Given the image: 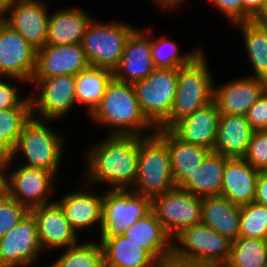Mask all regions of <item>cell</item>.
Returning a JSON list of instances; mask_svg holds the SVG:
<instances>
[{
    "label": "cell",
    "mask_w": 267,
    "mask_h": 267,
    "mask_svg": "<svg viewBox=\"0 0 267 267\" xmlns=\"http://www.w3.org/2000/svg\"><path fill=\"white\" fill-rule=\"evenodd\" d=\"M14 0H0V16L7 17Z\"/></svg>",
    "instance_id": "7dc6e473"
},
{
    "label": "cell",
    "mask_w": 267,
    "mask_h": 267,
    "mask_svg": "<svg viewBox=\"0 0 267 267\" xmlns=\"http://www.w3.org/2000/svg\"><path fill=\"white\" fill-rule=\"evenodd\" d=\"M160 0H153V3L157 4Z\"/></svg>",
    "instance_id": "816d5d0a"
},
{
    "label": "cell",
    "mask_w": 267,
    "mask_h": 267,
    "mask_svg": "<svg viewBox=\"0 0 267 267\" xmlns=\"http://www.w3.org/2000/svg\"><path fill=\"white\" fill-rule=\"evenodd\" d=\"M6 24V18L0 16V30L3 28V26Z\"/></svg>",
    "instance_id": "681fc988"
},
{
    "label": "cell",
    "mask_w": 267,
    "mask_h": 267,
    "mask_svg": "<svg viewBox=\"0 0 267 267\" xmlns=\"http://www.w3.org/2000/svg\"><path fill=\"white\" fill-rule=\"evenodd\" d=\"M151 210L173 239L183 229L201 223L202 198L174 187L153 198Z\"/></svg>",
    "instance_id": "7c38bea8"
},
{
    "label": "cell",
    "mask_w": 267,
    "mask_h": 267,
    "mask_svg": "<svg viewBox=\"0 0 267 267\" xmlns=\"http://www.w3.org/2000/svg\"><path fill=\"white\" fill-rule=\"evenodd\" d=\"M90 66L81 44H46L36 52L33 78L77 75Z\"/></svg>",
    "instance_id": "2e32d148"
},
{
    "label": "cell",
    "mask_w": 267,
    "mask_h": 267,
    "mask_svg": "<svg viewBox=\"0 0 267 267\" xmlns=\"http://www.w3.org/2000/svg\"><path fill=\"white\" fill-rule=\"evenodd\" d=\"M203 49L187 65L178 68L177 88L169 116L157 129H169L175 122L213 101V76Z\"/></svg>",
    "instance_id": "277c9868"
},
{
    "label": "cell",
    "mask_w": 267,
    "mask_h": 267,
    "mask_svg": "<svg viewBox=\"0 0 267 267\" xmlns=\"http://www.w3.org/2000/svg\"><path fill=\"white\" fill-rule=\"evenodd\" d=\"M155 133L167 144L175 187H181L211 151L180 140L169 129Z\"/></svg>",
    "instance_id": "cb8c5ba5"
},
{
    "label": "cell",
    "mask_w": 267,
    "mask_h": 267,
    "mask_svg": "<svg viewBox=\"0 0 267 267\" xmlns=\"http://www.w3.org/2000/svg\"><path fill=\"white\" fill-rule=\"evenodd\" d=\"M8 82L0 77V110L13 107H31L29 95L26 98L21 97L15 82L14 84L13 82H11L12 84H10V81Z\"/></svg>",
    "instance_id": "f35d334b"
},
{
    "label": "cell",
    "mask_w": 267,
    "mask_h": 267,
    "mask_svg": "<svg viewBox=\"0 0 267 267\" xmlns=\"http://www.w3.org/2000/svg\"><path fill=\"white\" fill-rule=\"evenodd\" d=\"M149 31L136 28L129 36L119 65L113 71L114 79L133 84L154 71L150 38L154 36L150 28Z\"/></svg>",
    "instance_id": "e0dca14e"
},
{
    "label": "cell",
    "mask_w": 267,
    "mask_h": 267,
    "mask_svg": "<svg viewBox=\"0 0 267 267\" xmlns=\"http://www.w3.org/2000/svg\"><path fill=\"white\" fill-rule=\"evenodd\" d=\"M104 138L87 151L85 183H104L108 190L131 189L138 174L139 136Z\"/></svg>",
    "instance_id": "6da1fadb"
},
{
    "label": "cell",
    "mask_w": 267,
    "mask_h": 267,
    "mask_svg": "<svg viewBox=\"0 0 267 267\" xmlns=\"http://www.w3.org/2000/svg\"><path fill=\"white\" fill-rule=\"evenodd\" d=\"M220 112L212 101L193 114L175 122L169 130L180 140L212 151L218 129Z\"/></svg>",
    "instance_id": "44dd1931"
},
{
    "label": "cell",
    "mask_w": 267,
    "mask_h": 267,
    "mask_svg": "<svg viewBox=\"0 0 267 267\" xmlns=\"http://www.w3.org/2000/svg\"><path fill=\"white\" fill-rule=\"evenodd\" d=\"M267 89V81L245 76L223 85L214 84L213 101L221 115H244Z\"/></svg>",
    "instance_id": "ac0fdd59"
},
{
    "label": "cell",
    "mask_w": 267,
    "mask_h": 267,
    "mask_svg": "<svg viewBox=\"0 0 267 267\" xmlns=\"http://www.w3.org/2000/svg\"><path fill=\"white\" fill-rule=\"evenodd\" d=\"M259 27H262L267 33V26H259Z\"/></svg>",
    "instance_id": "f907efd6"
},
{
    "label": "cell",
    "mask_w": 267,
    "mask_h": 267,
    "mask_svg": "<svg viewBox=\"0 0 267 267\" xmlns=\"http://www.w3.org/2000/svg\"><path fill=\"white\" fill-rule=\"evenodd\" d=\"M49 267H105L104 253L99 242L77 243L64 252Z\"/></svg>",
    "instance_id": "836d02e7"
},
{
    "label": "cell",
    "mask_w": 267,
    "mask_h": 267,
    "mask_svg": "<svg viewBox=\"0 0 267 267\" xmlns=\"http://www.w3.org/2000/svg\"><path fill=\"white\" fill-rule=\"evenodd\" d=\"M113 78L112 70L91 65L79 72L76 75L77 104L86 106L90 115L101 102Z\"/></svg>",
    "instance_id": "f546056e"
},
{
    "label": "cell",
    "mask_w": 267,
    "mask_h": 267,
    "mask_svg": "<svg viewBox=\"0 0 267 267\" xmlns=\"http://www.w3.org/2000/svg\"><path fill=\"white\" fill-rule=\"evenodd\" d=\"M42 0H14L6 23L36 50L46 45L49 8Z\"/></svg>",
    "instance_id": "9a60e30c"
},
{
    "label": "cell",
    "mask_w": 267,
    "mask_h": 267,
    "mask_svg": "<svg viewBox=\"0 0 267 267\" xmlns=\"http://www.w3.org/2000/svg\"><path fill=\"white\" fill-rule=\"evenodd\" d=\"M227 158L218 152H210L181 188L201 198L220 195Z\"/></svg>",
    "instance_id": "f1b7e54d"
},
{
    "label": "cell",
    "mask_w": 267,
    "mask_h": 267,
    "mask_svg": "<svg viewBox=\"0 0 267 267\" xmlns=\"http://www.w3.org/2000/svg\"><path fill=\"white\" fill-rule=\"evenodd\" d=\"M240 27L244 37V43L248 59L253 68V78H260L267 81V33L266 31L252 21L240 22L234 24Z\"/></svg>",
    "instance_id": "4dcf8cb0"
},
{
    "label": "cell",
    "mask_w": 267,
    "mask_h": 267,
    "mask_svg": "<svg viewBox=\"0 0 267 267\" xmlns=\"http://www.w3.org/2000/svg\"><path fill=\"white\" fill-rule=\"evenodd\" d=\"M244 160L258 171L267 170V130H254Z\"/></svg>",
    "instance_id": "74e56055"
},
{
    "label": "cell",
    "mask_w": 267,
    "mask_h": 267,
    "mask_svg": "<svg viewBox=\"0 0 267 267\" xmlns=\"http://www.w3.org/2000/svg\"><path fill=\"white\" fill-rule=\"evenodd\" d=\"M123 235L144 247L161 265L171 263L172 238L152 210L127 228Z\"/></svg>",
    "instance_id": "7402d4cb"
},
{
    "label": "cell",
    "mask_w": 267,
    "mask_h": 267,
    "mask_svg": "<svg viewBox=\"0 0 267 267\" xmlns=\"http://www.w3.org/2000/svg\"><path fill=\"white\" fill-rule=\"evenodd\" d=\"M47 120L32 117L25 125L17 144L8 157L14 158L24 154L25 166L42 168L52 172L57 177L63 157L64 135L52 129ZM20 153V154H19Z\"/></svg>",
    "instance_id": "5b68a950"
},
{
    "label": "cell",
    "mask_w": 267,
    "mask_h": 267,
    "mask_svg": "<svg viewBox=\"0 0 267 267\" xmlns=\"http://www.w3.org/2000/svg\"><path fill=\"white\" fill-rule=\"evenodd\" d=\"M89 116L98 126L110 127L108 135L145 137L157 130L143 114L133 85L114 78L108 84L101 102Z\"/></svg>",
    "instance_id": "7a4b0ae2"
},
{
    "label": "cell",
    "mask_w": 267,
    "mask_h": 267,
    "mask_svg": "<svg viewBox=\"0 0 267 267\" xmlns=\"http://www.w3.org/2000/svg\"><path fill=\"white\" fill-rule=\"evenodd\" d=\"M37 222L29 211L20 222L0 238V267H27L40 257Z\"/></svg>",
    "instance_id": "4fadbf2b"
},
{
    "label": "cell",
    "mask_w": 267,
    "mask_h": 267,
    "mask_svg": "<svg viewBox=\"0 0 267 267\" xmlns=\"http://www.w3.org/2000/svg\"><path fill=\"white\" fill-rule=\"evenodd\" d=\"M251 21L257 26H267V0L264 1L261 10Z\"/></svg>",
    "instance_id": "ee69618b"
},
{
    "label": "cell",
    "mask_w": 267,
    "mask_h": 267,
    "mask_svg": "<svg viewBox=\"0 0 267 267\" xmlns=\"http://www.w3.org/2000/svg\"><path fill=\"white\" fill-rule=\"evenodd\" d=\"M243 22L251 21L261 10L265 0H242Z\"/></svg>",
    "instance_id": "7bdbcfd3"
},
{
    "label": "cell",
    "mask_w": 267,
    "mask_h": 267,
    "mask_svg": "<svg viewBox=\"0 0 267 267\" xmlns=\"http://www.w3.org/2000/svg\"><path fill=\"white\" fill-rule=\"evenodd\" d=\"M36 52L6 23L0 30V77L31 83L36 67Z\"/></svg>",
    "instance_id": "5bb4252c"
},
{
    "label": "cell",
    "mask_w": 267,
    "mask_h": 267,
    "mask_svg": "<svg viewBox=\"0 0 267 267\" xmlns=\"http://www.w3.org/2000/svg\"><path fill=\"white\" fill-rule=\"evenodd\" d=\"M259 171L244 158H227L220 195L231 203L244 205L255 201Z\"/></svg>",
    "instance_id": "603a6c76"
},
{
    "label": "cell",
    "mask_w": 267,
    "mask_h": 267,
    "mask_svg": "<svg viewBox=\"0 0 267 267\" xmlns=\"http://www.w3.org/2000/svg\"><path fill=\"white\" fill-rule=\"evenodd\" d=\"M89 187L84 183L82 190L67 193L55 200L77 234L85 228H93L95 224H99L101 231L103 191L95 194L92 188L87 189Z\"/></svg>",
    "instance_id": "ffe728a7"
},
{
    "label": "cell",
    "mask_w": 267,
    "mask_h": 267,
    "mask_svg": "<svg viewBox=\"0 0 267 267\" xmlns=\"http://www.w3.org/2000/svg\"><path fill=\"white\" fill-rule=\"evenodd\" d=\"M224 267H267V239L239 236Z\"/></svg>",
    "instance_id": "1f68e13d"
},
{
    "label": "cell",
    "mask_w": 267,
    "mask_h": 267,
    "mask_svg": "<svg viewBox=\"0 0 267 267\" xmlns=\"http://www.w3.org/2000/svg\"><path fill=\"white\" fill-rule=\"evenodd\" d=\"M253 131L244 115H220L211 152H218L228 158H243L247 153Z\"/></svg>",
    "instance_id": "d4e9b609"
},
{
    "label": "cell",
    "mask_w": 267,
    "mask_h": 267,
    "mask_svg": "<svg viewBox=\"0 0 267 267\" xmlns=\"http://www.w3.org/2000/svg\"><path fill=\"white\" fill-rule=\"evenodd\" d=\"M37 222L38 239L42 250L65 249L79 243L78 234L54 201L30 210Z\"/></svg>",
    "instance_id": "d6986e66"
},
{
    "label": "cell",
    "mask_w": 267,
    "mask_h": 267,
    "mask_svg": "<svg viewBox=\"0 0 267 267\" xmlns=\"http://www.w3.org/2000/svg\"><path fill=\"white\" fill-rule=\"evenodd\" d=\"M29 212L5 191L0 193V238L9 232Z\"/></svg>",
    "instance_id": "8d00e7d4"
},
{
    "label": "cell",
    "mask_w": 267,
    "mask_h": 267,
    "mask_svg": "<svg viewBox=\"0 0 267 267\" xmlns=\"http://www.w3.org/2000/svg\"><path fill=\"white\" fill-rule=\"evenodd\" d=\"M246 117L253 130H267V89L249 109Z\"/></svg>",
    "instance_id": "ab89813d"
},
{
    "label": "cell",
    "mask_w": 267,
    "mask_h": 267,
    "mask_svg": "<svg viewBox=\"0 0 267 267\" xmlns=\"http://www.w3.org/2000/svg\"><path fill=\"white\" fill-rule=\"evenodd\" d=\"M232 24L243 22L242 0H209Z\"/></svg>",
    "instance_id": "60d3db41"
},
{
    "label": "cell",
    "mask_w": 267,
    "mask_h": 267,
    "mask_svg": "<svg viewBox=\"0 0 267 267\" xmlns=\"http://www.w3.org/2000/svg\"><path fill=\"white\" fill-rule=\"evenodd\" d=\"M91 20L89 13L81 8L68 7L49 13L46 44H81Z\"/></svg>",
    "instance_id": "484cf974"
},
{
    "label": "cell",
    "mask_w": 267,
    "mask_h": 267,
    "mask_svg": "<svg viewBox=\"0 0 267 267\" xmlns=\"http://www.w3.org/2000/svg\"><path fill=\"white\" fill-rule=\"evenodd\" d=\"M177 80L178 68H155L145 79L132 84L143 114L156 128L169 116Z\"/></svg>",
    "instance_id": "9c48e42d"
},
{
    "label": "cell",
    "mask_w": 267,
    "mask_h": 267,
    "mask_svg": "<svg viewBox=\"0 0 267 267\" xmlns=\"http://www.w3.org/2000/svg\"><path fill=\"white\" fill-rule=\"evenodd\" d=\"M7 156L0 153V193L5 191V165Z\"/></svg>",
    "instance_id": "bcb514c9"
},
{
    "label": "cell",
    "mask_w": 267,
    "mask_h": 267,
    "mask_svg": "<svg viewBox=\"0 0 267 267\" xmlns=\"http://www.w3.org/2000/svg\"><path fill=\"white\" fill-rule=\"evenodd\" d=\"M105 267H159L161 264L142 246L124 235L100 239Z\"/></svg>",
    "instance_id": "83f0119b"
},
{
    "label": "cell",
    "mask_w": 267,
    "mask_h": 267,
    "mask_svg": "<svg viewBox=\"0 0 267 267\" xmlns=\"http://www.w3.org/2000/svg\"><path fill=\"white\" fill-rule=\"evenodd\" d=\"M159 267H187V266H181V265H177L174 263H168V264L160 265Z\"/></svg>",
    "instance_id": "c3c4849f"
},
{
    "label": "cell",
    "mask_w": 267,
    "mask_h": 267,
    "mask_svg": "<svg viewBox=\"0 0 267 267\" xmlns=\"http://www.w3.org/2000/svg\"><path fill=\"white\" fill-rule=\"evenodd\" d=\"M151 211V199L130 189L103 192L100 239H110L123 232Z\"/></svg>",
    "instance_id": "ba28073f"
},
{
    "label": "cell",
    "mask_w": 267,
    "mask_h": 267,
    "mask_svg": "<svg viewBox=\"0 0 267 267\" xmlns=\"http://www.w3.org/2000/svg\"><path fill=\"white\" fill-rule=\"evenodd\" d=\"M12 160H6L5 192L29 211L35 207L54 202L51 200L56 176L45 169L22 164L12 168ZM11 169V170H10ZM13 170V172H12Z\"/></svg>",
    "instance_id": "8fae6325"
},
{
    "label": "cell",
    "mask_w": 267,
    "mask_h": 267,
    "mask_svg": "<svg viewBox=\"0 0 267 267\" xmlns=\"http://www.w3.org/2000/svg\"><path fill=\"white\" fill-rule=\"evenodd\" d=\"M31 118V107H13L0 110V153L7 157L10 156L24 125Z\"/></svg>",
    "instance_id": "d6a6232c"
},
{
    "label": "cell",
    "mask_w": 267,
    "mask_h": 267,
    "mask_svg": "<svg viewBox=\"0 0 267 267\" xmlns=\"http://www.w3.org/2000/svg\"><path fill=\"white\" fill-rule=\"evenodd\" d=\"M255 201L267 207V172L259 171Z\"/></svg>",
    "instance_id": "b9f144b4"
},
{
    "label": "cell",
    "mask_w": 267,
    "mask_h": 267,
    "mask_svg": "<svg viewBox=\"0 0 267 267\" xmlns=\"http://www.w3.org/2000/svg\"><path fill=\"white\" fill-rule=\"evenodd\" d=\"M175 187L167 144L156 134L139 136V166L130 189L151 200Z\"/></svg>",
    "instance_id": "8992f818"
},
{
    "label": "cell",
    "mask_w": 267,
    "mask_h": 267,
    "mask_svg": "<svg viewBox=\"0 0 267 267\" xmlns=\"http://www.w3.org/2000/svg\"><path fill=\"white\" fill-rule=\"evenodd\" d=\"M178 45L167 36L157 39L151 38V54L155 68H180L187 65L198 53L201 48H194L190 53L178 52Z\"/></svg>",
    "instance_id": "e575fe53"
},
{
    "label": "cell",
    "mask_w": 267,
    "mask_h": 267,
    "mask_svg": "<svg viewBox=\"0 0 267 267\" xmlns=\"http://www.w3.org/2000/svg\"><path fill=\"white\" fill-rule=\"evenodd\" d=\"M136 28L125 22H96L92 19L82 38V48L91 66L114 71L129 36Z\"/></svg>",
    "instance_id": "52a82bcc"
},
{
    "label": "cell",
    "mask_w": 267,
    "mask_h": 267,
    "mask_svg": "<svg viewBox=\"0 0 267 267\" xmlns=\"http://www.w3.org/2000/svg\"><path fill=\"white\" fill-rule=\"evenodd\" d=\"M187 0H160L156 5L158 7L162 8V10L167 9V10H173L178 8L177 6L182 5V2H186ZM176 7V8H175Z\"/></svg>",
    "instance_id": "f6af8a7d"
},
{
    "label": "cell",
    "mask_w": 267,
    "mask_h": 267,
    "mask_svg": "<svg viewBox=\"0 0 267 267\" xmlns=\"http://www.w3.org/2000/svg\"><path fill=\"white\" fill-rule=\"evenodd\" d=\"M201 223L234 241L240 232V205L221 195L203 197Z\"/></svg>",
    "instance_id": "4316f807"
},
{
    "label": "cell",
    "mask_w": 267,
    "mask_h": 267,
    "mask_svg": "<svg viewBox=\"0 0 267 267\" xmlns=\"http://www.w3.org/2000/svg\"><path fill=\"white\" fill-rule=\"evenodd\" d=\"M239 236L267 239V207L253 201L240 205Z\"/></svg>",
    "instance_id": "d590c367"
},
{
    "label": "cell",
    "mask_w": 267,
    "mask_h": 267,
    "mask_svg": "<svg viewBox=\"0 0 267 267\" xmlns=\"http://www.w3.org/2000/svg\"><path fill=\"white\" fill-rule=\"evenodd\" d=\"M35 85L34 91L38 93L30 95L32 117L48 122L63 119L71 112L76 101V75H63L50 78H32ZM39 90V91H38Z\"/></svg>",
    "instance_id": "30bf717a"
},
{
    "label": "cell",
    "mask_w": 267,
    "mask_h": 267,
    "mask_svg": "<svg viewBox=\"0 0 267 267\" xmlns=\"http://www.w3.org/2000/svg\"><path fill=\"white\" fill-rule=\"evenodd\" d=\"M232 240L198 223L172 239L171 263L187 267H224L231 254Z\"/></svg>",
    "instance_id": "3957f363"
}]
</instances>
